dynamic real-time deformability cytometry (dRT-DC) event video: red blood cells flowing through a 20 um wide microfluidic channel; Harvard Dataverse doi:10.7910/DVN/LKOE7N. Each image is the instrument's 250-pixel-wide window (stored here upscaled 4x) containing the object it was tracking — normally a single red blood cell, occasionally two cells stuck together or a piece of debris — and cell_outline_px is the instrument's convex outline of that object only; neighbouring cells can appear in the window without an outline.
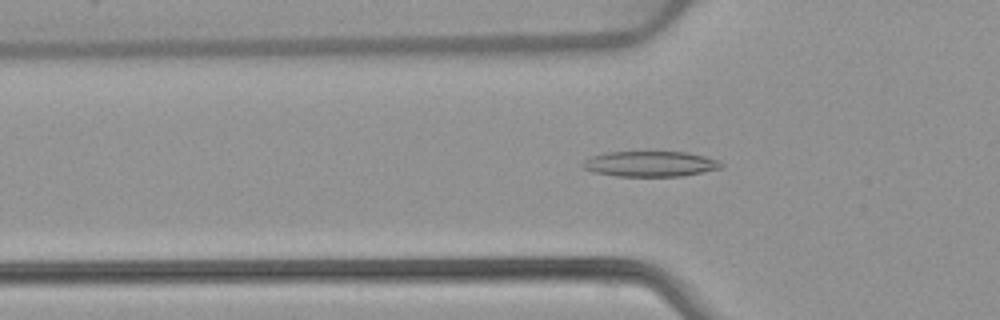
{"species": "common noctule bat (a hibernating species)", "species_latin": "Nyctalus noctula", "temperature_condition": "warm", "stored_images_in_passage": 51, "camera_frame_rate_fps": 3000, "um_per_image_px": 0.085, "animal": {"sex": "female", "body_mass_g": 22.7, "forearm_length_mm": 54.2}, "frame": {"image": 1, "passage_image": 16, "time_ms": 5.0, "image_size_px": [1000, 320], "cell_outline_px": [[724, 168], [704, 172], [680, 176], [616, 176], [592, 172], [584, 168], [580, 164], [584, 160], [592, 156], [604, 152], [688, 152], [704, 156], [716, 160], [724, 164]], "centroid_in_image_um": [55.26, 13.93], "position_along_channel_um": 70.5, "area_um2": 20.63}}
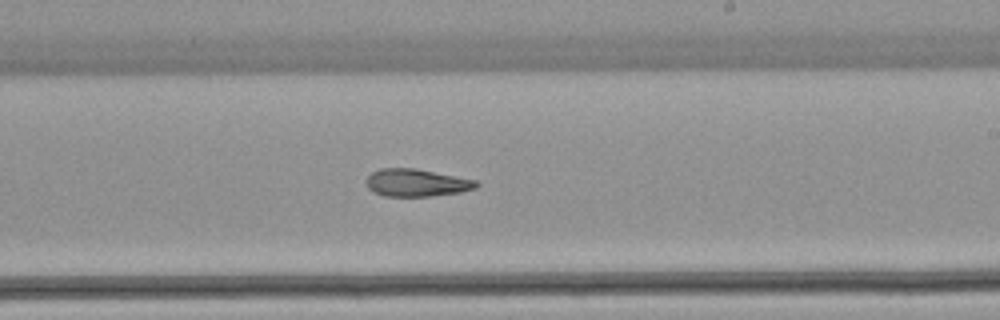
{"frame": {"image": 2, "passage_image": 30, "time_ms": 9.667, "image_size_px": [1000, 320], "cell_outline_px": [[480, 184], [476, 188], [460, 192], [432, 196], [384, 196], [372, 192], [368, 188], [364, 180], [372, 172], [380, 168], [416, 168], [476, 180]], "centroid_in_image_um": [35.37, 15.53], "position_along_channel_um": 253.6, "area_um2": 17.8}}
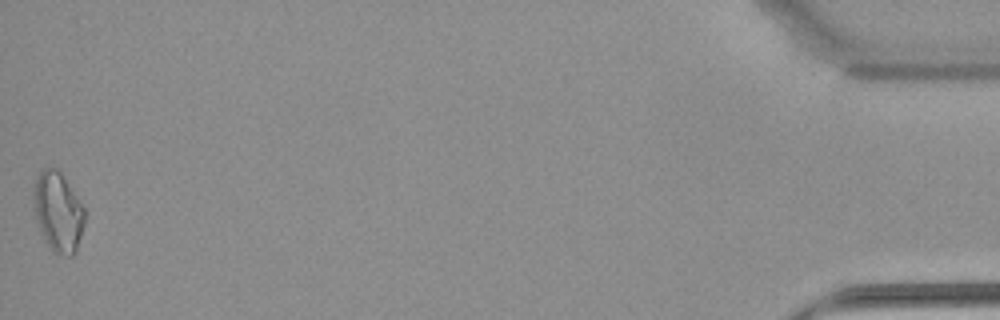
{"frame": {"image": 3, "passage_image": 51, "time_ms": 16.667, "image_size_px": [1000, 320], "cell_outline_px": [[84, 224], [76, 252], [72, 256], [68, 256], [52, 252], [44, 240], [36, 216], [32, 200], [32, 192], [36, 176], [44, 168], [56, 168], [60, 172], [84, 208]], "centroid_in_image_um": [4.91, 18.02], "position_along_channel_um": 430.3, "area_um2": 23.58}}